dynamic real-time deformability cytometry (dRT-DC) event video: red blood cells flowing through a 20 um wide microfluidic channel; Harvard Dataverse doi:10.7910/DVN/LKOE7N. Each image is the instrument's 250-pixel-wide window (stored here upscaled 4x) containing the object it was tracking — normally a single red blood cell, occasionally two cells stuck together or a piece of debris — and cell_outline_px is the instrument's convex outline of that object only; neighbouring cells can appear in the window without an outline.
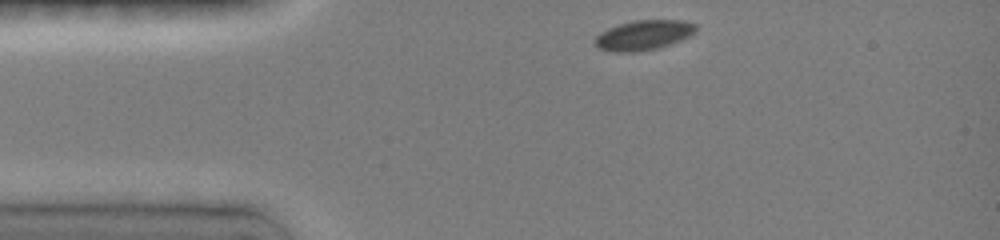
{"species": "common noctule bat (a hibernating species)", "species_latin": "Nyctalus noctula", "temperature_condition": "room temperature", "stored_images_in_passage": 25, "camera_frame_rate_fps": 3000, "um_per_image_px": 0.085, "animal": {"sex": "female", "body_mass_g": 19.0, "forearm_length_mm": 51.5}, "frame": {"image": 1, "passage_image": 1, "time_ms": 0.0, "image_size_px": [1000, 240], "cell_outline_px": [[696, 28], [688, 36], [680, 40], [656, 48], [628, 52], [620, 52], [600, 48], [596, 44], [596, 36], [600, 32], [616, 24], [632, 20], [684, 20], [696, 24]], "centroid_in_image_um": [54.69, 2.95], "position_along_channel_um": 30.3, "area_um2": 17.17}}
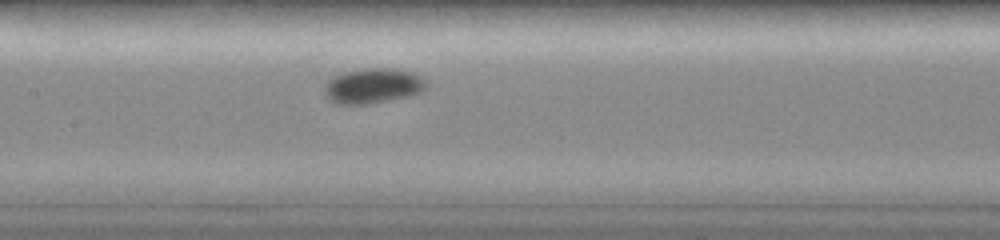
{"frame": {"image": 2, "passage_image": 12, "time_ms": 4.667, "image_size_px": [1000, 240], "cell_outline_px": [[428, 84], [420, 92], [408, 96], [364, 104], [336, 104], [324, 92], [324, 88], [328, 80], [332, 76], [344, 72], [364, 68], [392, 68], [412, 72], [428, 80]], "centroid_in_image_um": [31.71, 7.27], "position_along_channel_um": 175.7, "area_um2": 20.69}}
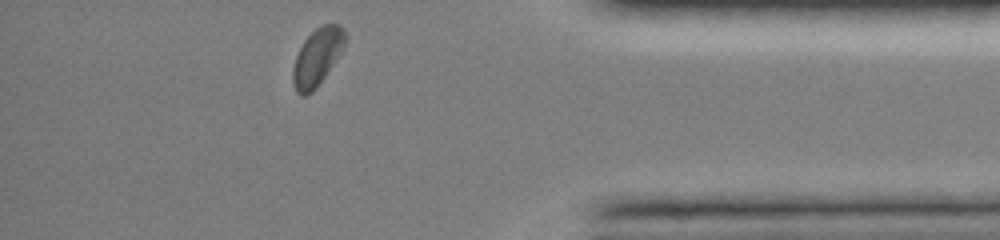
{"frame": {"image": 3, "passage_image": 25, "time_ms": 11.0, "image_size_px": [1000, 240], "cell_outline_px": [[344, 48], [316, 88], [312, 92], [304, 96], [300, 96], [296, 92], [292, 80], [292, 68], [296, 56], [304, 40], [316, 28], [324, 24], [340, 24], [344, 28]], "centroid_in_image_um": [26.94, 4.86], "position_along_channel_um": 408.3, "area_um2": 17.22}, "authors_computed_cell_mechanics": {"area_um2": 17.8024, "velocity_mm_per_s": 3.9466, "shape_relaxation_time_tau1_ms": 2.7133, "shape_relaxation_time_tau2_ms": null, "deformation_change_tau1": 0.0665, "deformation_change_tau2": null}}